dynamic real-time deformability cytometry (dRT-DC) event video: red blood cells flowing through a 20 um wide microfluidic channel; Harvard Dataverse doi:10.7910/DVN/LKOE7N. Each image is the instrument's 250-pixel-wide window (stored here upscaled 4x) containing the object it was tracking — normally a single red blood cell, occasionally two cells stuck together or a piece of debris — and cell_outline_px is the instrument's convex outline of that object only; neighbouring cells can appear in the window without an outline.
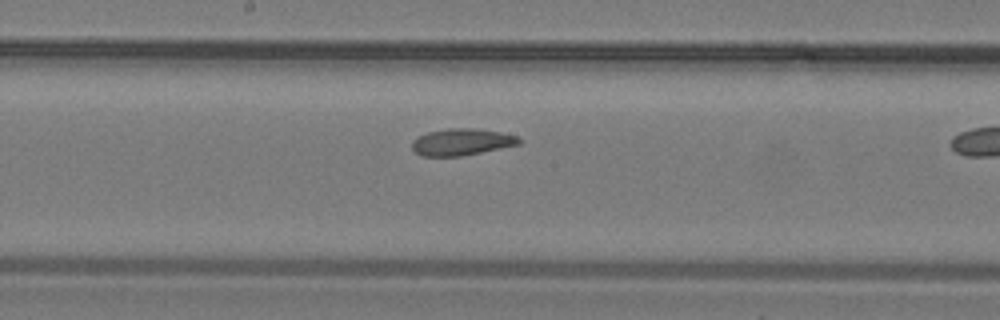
{"species": "common noctule bat (a hibernating species)", "species_latin": "Nyctalus noctula", "temperature_condition": "warm", "stored_images_in_passage": 16, "camera_frame_rate_fps": 3000, "um_per_image_px": 0.085, "animal": {"sex": "male", "body_mass_g": 19.2, "forearm_length_mm": 51.8}, "frame": {"image": 1, "passage_image": 10, "time_ms": 3.0, "image_size_px": [1000, 320], "cell_outline_px": [[524, 140], [520, 144], [460, 156], [424, 156], [416, 152], [412, 148], [412, 140], [428, 132], [448, 128], [472, 128], [500, 132], [516, 136]], "centroid_in_image_um": [39.25, 12.06], "position_along_channel_um": 208.9, "area_um2": 16.47}}
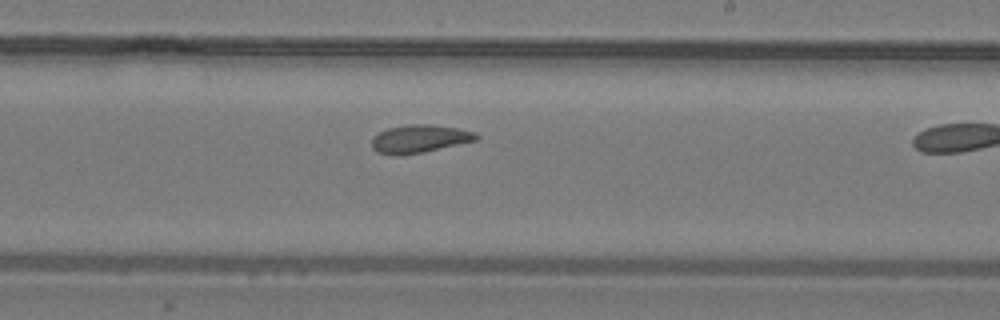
{"frame": {"image": 2, "passage_image": 12, "time_ms": 3.667, "image_size_px": [1000, 320], "cell_outline_px": [[480, 136], [476, 140], [424, 152], [400, 156], [396, 156], [376, 152], [372, 148], [372, 136], [376, 132], [388, 128], [408, 124], [432, 124], [460, 128], [476, 132]], "centroid_in_image_um": [35.63, 11.79], "position_along_channel_um": 253.4, "area_um2": 17.4}}